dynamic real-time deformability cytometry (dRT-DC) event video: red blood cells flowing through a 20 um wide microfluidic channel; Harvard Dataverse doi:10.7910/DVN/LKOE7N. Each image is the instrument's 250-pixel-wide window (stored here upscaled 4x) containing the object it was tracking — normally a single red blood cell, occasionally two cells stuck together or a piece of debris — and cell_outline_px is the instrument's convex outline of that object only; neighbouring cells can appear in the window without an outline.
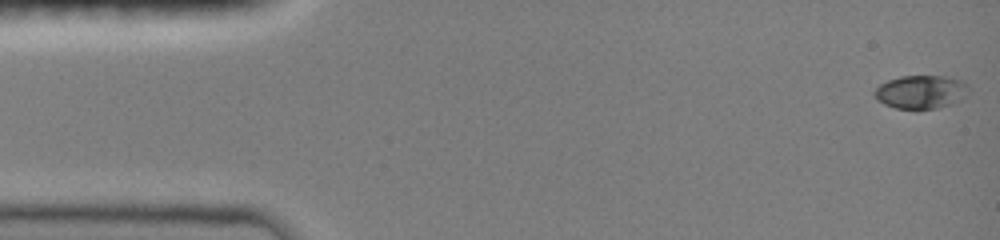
{"species": "common noctule bat (a hibernating species)", "species_latin": "Nyctalus noctula", "temperature_condition": "room temperature", "stored_images_in_passage": 9, "camera_frame_rate_fps": 3000, "um_per_image_px": 0.085, "animal": {"sex": "female", "body_mass_g": 19.0, "forearm_length_mm": 51.5}, "frame": {"image": 1, "passage_image": 1, "time_ms": 0.0, "image_size_px": [1000, 240], "cell_outline_px": [[968, 88], [960, 100], [952, 104], [936, 108], [916, 112], [896, 108], [884, 104], [876, 100], [872, 92], [880, 84], [888, 80], [900, 76], [944, 76], [964, 80], [968, 84]], "centroid_in_image_um": [78.24, 7.84], "position_along_channel_um": 6.8, "area_um2": 18.84}}
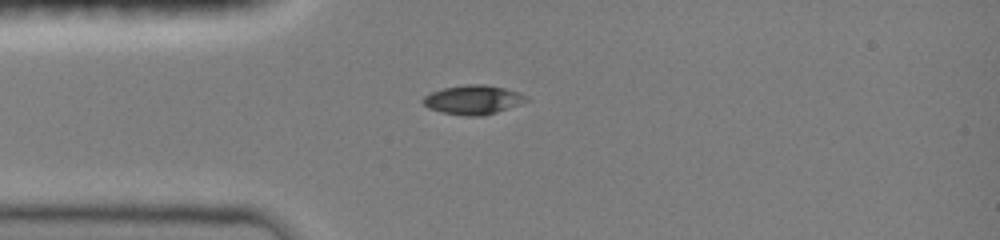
{"frame": {"image": 2, "passage_image": 9, "time_ms": 3.667, "image_size_px": [1000, 240], "cell_outline_px": [[532, 100], [496, 112], [480, 116], [468, 116], [444, 112], [428, 108], [420, 100], [424, 96], [432, 92], [444, 88], [468, 84], [484, 84], [504, 88], [520, 92], [528, 96]], "centroid_in_image_um": [40.26, 8.47], "position_along_channel_um": 44.7, "area_um2": 17.51}}